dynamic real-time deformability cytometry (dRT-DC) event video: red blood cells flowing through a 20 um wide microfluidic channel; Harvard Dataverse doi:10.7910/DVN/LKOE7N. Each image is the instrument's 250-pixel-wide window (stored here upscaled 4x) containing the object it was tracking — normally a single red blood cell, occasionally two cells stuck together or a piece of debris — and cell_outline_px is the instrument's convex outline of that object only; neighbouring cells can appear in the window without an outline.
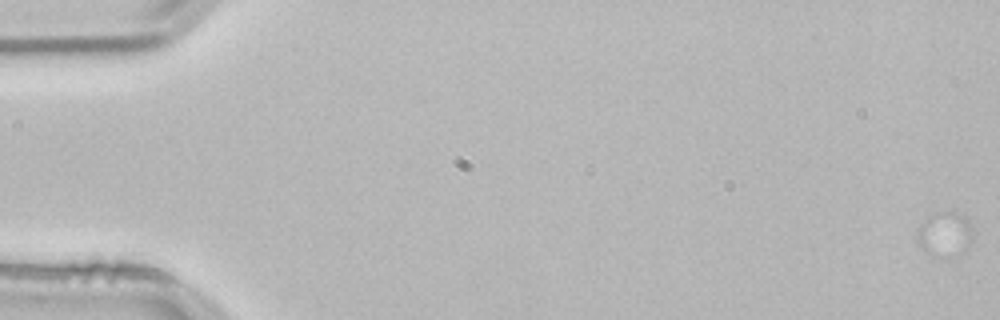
{"species": "common noctule bat (a hibernating species)", "species_latin": "Nyctalus noctula", "temperature_condition": "room temperature", "stored_images_in_passage": 1, "camera_frame_rate_fps": 3000, "um_per_image_px": 0.085, "animal": {"sex": "male", "body_mass_g": 21.5, "forearm_length_mm": 52.0}, "frame": {"image": 1, "passage_image": 1, "time_ms": 0.0, "image_size_px": [1000, 320], "cell_outline_px": [[972, 240], [964, 248], [940, 256], [932, 256], [920, 248], [916, 240], [916, 228], [932, 212], [964, 212], [972, 228]], "centroid_in_image_um": [80.24, 19.81], "position_along_channel_um": 4.8, "area_um2": 14.33}}